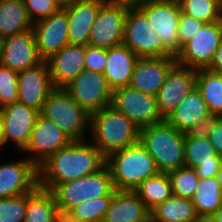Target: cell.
<instances>
[{
	"instance_id": "f546056e",
	"label": "cell",
	"mask_w": 222,
	"mask_h": 222,
	"mask_svg": "<svg viewBox=\"0 0 222 222\" xmlns=\"http://www.w3.org/2000/svg\"><path fill=\"white\" fill-rule=\"evenodd\" d=\"M196 88L201 93L211 114L222 117V75L208 69H199Z\"/></svg>"
},
{
	"instance_id": "ac0fdd59",
	"label": "cell",
	"mask_w": 222,
	"mask_h": 222,
	"mask_svg": "<svg viewBox=\"0 0 222 222\" xmlns=\"http://www.w3.org/2000/svg\"><path fill=\"white\" fill-rule=\"evenodd\" d=\"M42 61L32 29L3 39L0 57L2 66L19 73Z\"/></svg>"
},
{
	"instance_id": "d6a6232c",
	"label": "cell",
	"mask_w": 222,
	"mask_h": 222,
	"mask_svg": "<svg viewBox=\"0 0 222 222\" xmlns=\"http://www.w3.org/2000/svg\"><path fill=\"white\" fill-rule=\"evenodd\" d=\"M183 14L204 23L222 20V7L210 0H178Z\"/></svg>"
},
{
	"instance_id": "d4e9b609",
	"label": "cell",
	"mask_w": 222,
	"mask_h": 222,
	"mask_svg": "<svg viewBox=\"0 0 222 222\" xmlns=\"http://www.w3.org/2000/svg\"><path fill=\"white\" fill-rule=\"evenodd\" d=\"M210 114L201 93L195 88L166 120L177 130L186 133L189 128Z\"/></svg>"
},
{
	"instance_id": "4fadbf2b",
	"label": "cell",
	"mask_w": 222,
	"mask_h": 222,
	"mask_svg": "<svg viewBox=\"0 0 222 222\" xmlns=\"http://www.w3.org/2000/svg\"><path fill=\"white\" fill-rule=\"evenodd\" d=\"M71 142L72 140L60 127L39 114L23 151L31 153L32 156L28 159L39 167L51 155Z\"/></svg>"
},
{
	"instance_id": "9a60e30c",
	"label": "cell",
	"mask_w": 222,
	"mask_h": 222,
	"mask_svg": "<svg viewBox=\"0 0 222 222\" xmlns=\"http://www.w3.org/2000/svg\"><path fill=\"white\" fill-rule=\"evenodd\" d=\"M54 88L48 63L43 60L36 66L19 72L18 102L41 112L47 95Z\"/></svg>"
},
{
	"instance_id": "4316f807",
	"label": "cell",
	"mask_w": 222,
	"mask_h": 222,
	"mask_svg": "<svg viewBox=\"0 0 222 222\" xmlns=\"http://www.w3.org/2000/svg\"><path fill=\"white\" fill-rule=\"evenodd\" d=\"M59 214L52 190L37 186L27 193L25 222H57Z\"/></svg>"
},
{
	"instance_id": "d6986e66",
	"label": "cell",
	"mask_w": 222,
	"mask_h": 222,
	"mask_svg": "<svg viewBox=\"0 0 222 222\" xmlns=\"http://www.w3.org/2000/svg\"><path fill=\"white\" fill-rule=\"evenodd\" d=\"M0 111L6 143L12 141L19 151H23L40 112L18 101L6 105Z\"/></svg>"
},
{
	"instance_id": "30bf717a",
	"label": "cell",
	"mask_w": 222,
	"mask_h": 222,
	"mask_svg": "<svg viewBox=\"0 0 222 222\" xmlns=\"http://www.w3.org/2000/svg\"><path fill=\"white\" fill-rule=\"evenodd\" d=\"M111 106L126 115L139 129L165 120L159 111L156 96L130 86L112 92Z\"/></svg>"
},
{
	"instance_id": "f1b7e54d",
	"label": "cell",
	"mask_w": 222,
	"mask_h": 222,
	"mask_svg": "<svg viewBox=\"0 0 222 222\" xmlns=\"http://www.w3.org/2000/svg\"><path fill=\"white\" fill-rule=\"evenodd\" d=\"M133 191L143 201L149 211L173 195L168 173L162 172L146 179Z\"/></svg>"
},
{
	"instance_id": "7dc6e473",
	"label": "cell",
	"mask_w": 222,
	"mask_h": 222,
	"mask_svg": "<svg viewBox=\"0 0 222 222\" xmlns=\"http://www.w3.org/2000/svg\"><path fill=\"white\" fill-rule=\"evenodd\" d=\"M6 141L4 137V132H3V123H2V114L0 111V149L1 147L5 146Z\"/></svg>"
},
{
	"instance_id": "7a4b0ae2",
	"label": "cell",
	"mask_w": 222,
	"mask_h": 222,
	"mask_svg": "<svg viewBox=\"0 0 222 222\" xmlns=\"http://www.w3.org/2000/svg\"><path fill=\"white\" fill-rule=\"evenodd\" d=\"M89 129L92 143L106 158L139 141L140 129L111 105L90 115Z\"/></svg>"
},
{
	"instance_id": "836d02e7",
	"label": "cell",
	"mask_w": 222,
	"mask_h": 222,
	"mask_svg": "<svg viewBox=\"0 0 222 222\" xmlns=\"http://www.w3.org/2000/svg\"><path fill=\"white\" fill-rule=\"evenodd\" d=\"M113 196H102L86 201L72 208L68 213L83 222H102L110 208Z\"/></svg>"
},
{
	"instance_id": "e0dca14e",
	"label": "cell",
	"mask_w": 222,
	"mask_h": 222,
	"mask_svg": "<svg viewBox=\"0 0 222 222\" xmlns=\"http://www.w3.org/2000/svg\"><path fill=\"white\" fill-rule=\"evenodd\" d=\"M39 56L47 60L69 44L68 18L66 11L61 8L48 18L33 23L32 28Z\"/></svg>"
},
{
	"instance_id": "f6af8a7d",
	"label": "cell",
	"mask_w": 222,
	"mask_h": 222,
	"mask_svg": "<svg viewBox=\"0 0 222 222\" xmlns=\"http://www.w3.org/2000/svg\"><path fill=\"white\" fill-rule=\"evenodd\" d=\"M104 3L123 5L128 8H138L146 0H102Z\"/></svg>"
},
{
	"instance_id": "bcb514c9",
	"label": "cell",
	"mask_w": 222,
	"mask_h": 222,
	"mask_svg": "<svg viewBox=\"0 0 222 222\" xmlns=\"http://www.w3.org/2000/svg\"><path fill=\"white\" fill-rule=\"evenodd\" d=\"M57 222H83V221L79 220L78 218L73 217L68 212L59 211Z\"/></svg>"
},
{
	"instance_id": "8992f818",
	"label": "cell",
	"mask_w": 222,
	"mask_h": 222,
	"mask_svg": "<svg viewBox=\"0 0 222 222\" xmlns=\"http://www.w3.org/2000/svg\"><path fill=\"white\" fill-rule=\"evenodd\" d=\"M115 187L107 165L100 171L59 184L52 192L61 212H69L82 201L114 196Z\"/></svg>"
},
{
	"instance_id": "f35d334b",
	"label": "cell",
	"mask_w": 222,
	"mask_h": 222,
	"mask_svg": "<svg viewBox=\"0 0 222 222\" xmlns=\"http://www.w3.org/2000/svg\"><path fill=\"white\" fill-rule=\"evenodd\" d=\"M85 70L103 73L107 63V49L85 46Z\"/></svg>"
},
{
	"instance_id": "5b68a950",
	"label": "cell",
	"mask_w": 222,
	"mask_h": 222,
	"mask_svg": "<svg viewBox=\"0 0 222 222\" xmlns=\"http://www.w3.org/2000/svg\"><path fill=\"white\" fill-rule=\"evenodd\" d=\"M40 114L53 121L72 141L85 140L90 129V114L63 89L54 88L45 100Z\"/></svg>"
},
{
	"instance_id": "277c9868",
	"label": "cell",
	"mask_w": 222,
	"mask_h": 222,
	"mask_svg": "<svg viewBox=\"0 0 222 222\" xmlns=\"http://www.w3.org/2000/svg\"><path fill=\"white\" fill-rule=\"evenodd\" d=\"M116 190H134L140 183L159 173L153 157L138 141L106 158Z\"/></svg>"
},
{
	"instance_id": "7c38bea8",
	"label": "cell",
	"mask_w": 222,
	"mask_h": 222,
	"mask_svg": "<svg viewBox=\"0 0 222 222\" xmlns=\"http://www.w3.org/2000/svg\"><path fill=\"white\" fill-rule=\"evenodd\" d=\"M128 10L123 5L103 2L91 28L88 45L103 49L121 45Z\"/></svg>"
},
{
	"instance_id": "681fc988",
	"label": "cell",
	"mask_w": 222,
	"mask_h": 222,
	"mask_svg": "<svg viewBox=\"0 0 222 222\" xmlns=\"http://www.w3.org/2000/svg\"><path fill=\"white\" fill-rule=\"evenodd\" d=\"M210 218L214 222H222V207L219 208Z\"/></svg>"
},
{
	"instance_id": "52a82bcc",
	"label": "cell",
	"mask_w": 222,
	"mask_h": 222,
	"mask_svg": "<svg viewBox=\"0 0 222 222\" xmlns=\"http://www.w3.org/2000/svg\"><path fill=\"white\" fill-rule=\"evenodd\" d=\"M123 45L139 58L174 56L138 8H129L125 19Z\"/></svg>"
},
{
	"instance_id": "ba28073f",
	"label": "cell",
	"mask_w": 222,
	"mask_h": 222,
	"mask_svg": "<svg viewBox=\"0 0 222 222\" xmlns=\"http://www.w3.org/2000/svg\"><path fill=\"white\" fill-rule=\"evenodd\" d=\"M222 40V20L204 23L175 55L177 64L191 69H207Z\"/></svg>"
},
{
	"instance_id": "4dcf8cb0",
	"label": "cell",
	"mask_w": 222,
	"mask_h": 222,
	"mask_svg": "<svg viewBox=\"0 0 222 222\" xmlns=\"http://www.w3.org/2000/svg\"><path fill=\"white\" fill-rule=\"evenodd\" d=\"M159 222H181L199 219L192 199L172 195L150 211Z\"/></svg>"
},
{
	"instance_id": "74e56055",
	"label": "cell",
	"mask_w": 222,
	"mask_h": 222,
	"mask_svg": "<svg viewBox=\"0 0 222 222\" xmlns=\"http://www.w3.org/2000/svg\"><path fill=\"white\" fill-rule=\"evenodd\" d=\"M23 2L33 23L48 18L62 8L57 0H23Z\"/></svg>"
},
{
	"instance_id": "db71d44e",
	"label": "cell",
	"mask_w": 222,
	"mask_h": 222,
	"mask_svg": "<svg viewBox=\"0 0 222 222\" xmlns=\"http://www.w3.org/2000/svg\"><path fill=\"white\" fill-rule=\"evenodd\" d=\"M210 1H213L222 7V0H210Z\"/></svg>"
},
{
	"instance_id": "d590c367",
	"label": "cell",
	"mask_w": 222,
	"mask_h": 222,
	"mask_svg": "<svg viewBox=\"0 0 222 222\" xmlns=\"http://www.w3.org/2000/svg\"><path fill=\"white\" fill-rule=\"evenodd\" d=\"M27 193L0 199V222H25Z\"/></svg>"
},
{
	"instance_id": "6da1fadb",
	"label": "cell",
	"mask_w": 222,
	"mask_h": 222,
	"mask_svg": "<svg viewBox=\"0 0 222 222\" xmlns=\"http://www.w3.org/2000/svg\"><path fill=\"white\" fill-rule=\"evenodd\" d=\"M106 157L93 144L72 141L51 155L39 167V186L54 190L59 184L100 171Z\"/></svg>"
},
{
	"instance_id": "e575fe53",
	"label": "cell",
	"mask_w": 222,
	"mask_h": 222,
	"mask_svg": "<svg viewBox=\"0 0 222 222\" xmlns=\"http://www.w3.org/2000/svg\"><path fill=\"white\" fill-rule=\"evenodd\" d=\"M171 181L172 194L182 198L192 199L200 178L194 168L186 166L168 172Z\"/></svg>"
},
{
	"instance_id": "ab89813d",
	"label": "cell",
	"mask_w": 222,
	"mask_h": 222,
	"mask_svg": "<svg viewBox=\"0 0 222 222\" xmlns=\"http://www.w3.org/2000/svg\"><path fill=\"white\" fill-rule=\"evenodd\" d=\"M204 24L201 20H197L188 16L186 14L181 13L179 25H178V37L180 40V49L182 45L187 42L199 28Z\"/></svg>"
},
{
	"instance_id": "f5cc1de1",
	"label": "cell",
	"mask_w": 222,
	"mask_h": 222,
	"mask_svg": "<svg viewBox=\"0 0 222 222\" xmlns=\"http://www.w3.org/2000/svg\"><path fill=\"white\" fill-rule=\"evenodd\" d=\"M181 222H204V218H199V219L190 220V221H181Z\"/></svg>"
},
{
	"instance_id": "c3c4849f",
	"label": "cell",
	"mask_w": 222,
	"mask_h": 222,
	"mask_svg": "<svg viewBox=\"0 0 222 222\" xmlns=\"http://www.w3.org/2000/svg\"><path fill=\"white\" fill-rule=\"evenodd\" d=\"M137 222H159V221L155 218V216L151 212H149Z\"/></svg>"
},
{
	"instance_id": "44dd1931",
	"label": "cell",
	"mask_w": 222,
	"mask_h": 222,
	"mask_svg": "<svg viewBox=\"0 0 222 222\" xmlns=\"http://www.w3.org/2000/svg\"><path fill=\"white\" fill-rule=\"evenodd\" d=\"M85 45L67 44L46 61L52 84L63 88L85 70Z\"/></svg>"
},
{
	"instance_id": "1f68e13d",
	"label": "cell",
	"mask_w": 222,
	"mask_h": 222,
	"mask_svg": "<svg viewBox=\"0 0 222 222\" xmlns=\"http://www.w3.org/2000/svg\"><path fill=\"white\" fill-rule=\"evenodd\" d=\"M222 162L208 138L190 137L185 134L184 166L195 168L201 164Z\"/></svg>"
},
{
	"instance_id": "3957f363",
	"label": "cell",
	"mask_w": 222,
	"mask_h": 222,
	"mask_svg": "<svg viewBox=\"0 0 222 222\" xmlns=\"http://www.w3.org/2000/svg\"><path fill=\"white\" fill-rule=\"evenodd\" d=\"M139 141L153 157L159 172L168 173L184 166L185 133L166 119L140 129Z\"/></svg>"
},
{
	"instance_id": "7bdbcfd3",
	"label": "cell",
	"mask_w": 222,
	"mask_h": 222,
	"mask_svg": "<svg viewBox=\"0 0 222 222\" xmlns=\"http://www.w3.org/2000/svg\"><path fill=\"white\" fill-rule=\"evenodd\" d=\"M221 163L222 162L201 164L200 166L195 167L194 169L199 178L216 177L220 169Z\"/></svg>"
},
{
	"instance_id": "9f6ffc18",
	"label": "cell",
	"mask_w": 222,
	"mask_h": 222,
	"mask_svg": "<svg viewBox=\"0 0 222 222\" xmlns=\"http://www.w3.org/2000/svg\"><path fill=\"white\" fill-rule=\"evenodd\" d=\"M204 222H214L211 218H205Z\"/></svg>"
},
{
	"instance_id": "11a10c76",
	"label": "cell",
	"mask_w": 222,
	"mask_h": 222,
	"mask_svg": "<svg viewBox=\"0 0 222 222\" xmlns=\"http://www.w3.org/2000/svg\"><path fill=\"white\" fill-rule=\"evenodd\" d=\"M2 41L3 39L0 37V57H1Z\"/></svg>"
},
{
	"instance_id": "8d00e7d4",
	"label": "cell",
	"mask_w": 222,
	"mask_h": 222,
	"mask_svg": "<svg viewBox=\"0 0 222 222\" xmlns=\"http://www.w3.org/2000/svg\"><path fill=\"white\" fill-rule=\"evenodd\" d=\"M18 75L0 64V109L18 101Z\"/></svg>"
},
{
	"instance_id": "60d3db41",
	"label": "cell",
	"mask_w": 222,
	"mask_h": 222,
	"mask_svg": "<svg viewBox=\"0 0 222 222\" xmlns=\"http://www.w3.org/2000/svg\"><path fill=\"white\" fill-rule=\"evenodd\" d=\"M219 118L220 117L217 115L210 114L189 128L185 134L190 137L208 138L211 130L214 128L215 123Z\"/></svg>"
},
{
	"instance_id": "9c48e42d",
	"label": "cell",
	"mask_w": 222,
	"mask_h": 222,
	"mask_svg": "<svg viewBox=\"0 0 222 222\" xmlns=\"http://www.w3.org/2000/svg\"><path fill=\"white\" fill-rule=\"evenodd\" d=\"M138 9L159 34L162 44L175 56L180 50L177 29L182 13L178 0H146Z\"/></svg>"
},
{
	"instance_id": "5bb4252c",
	"label": "cell",
	"mask_w": 222,
	"mask_h": 222,
	"mask_svg": "<svg viewBox=\"0 0 222 222\" xmlns=\"http://www.w3.org/2000/svg\"><path fill=\"white\" fill-rule=\"evenodd\" d=\"M196 74L197 70L177 63L170 69L156 96L164 119L196 88Z\"/></svg>"
},
{
	"instance_id": "83f0119b",
	"label": "cell",
	"mask_w": 222,
	"mask_h": 222,
	"mask_svg": "<svg viewBox=\"0 0 222 222\" xmlns=\"http://www.w3.org/2000/svg\"><path fill=\"white\" fill-rule=\"evenodd\" d=\"M200 218H210L222 207V189L216 177L200 178L192 198Z\"/></svg>"
},
{
	"instance_id": "603a6c76",
	"label": "cell",
	"mask_w": 222,
	"mask_h": 222,
	"mask_svg": "<svg viewBox=\"0 0 222 222\" xmlns=\"http://www.w3.org/2000/svg\"><path fill=\"white\" fill-rule=\"evenodd\" d=\"M138 58L123 44L107 49V63L102 74L112 92L130 85Z\"/></svg>"
},
{
	"instance_id": "8fae6325",
	"label": "cell",
	"mask_w": 222,
	"mask_h": 222,
	"mask_svg": "<svg viewBox=\"0 0 222 222\" xmlns=\"http://www.w3.org/2000/svg\"><path fill=\"white\" fill-rule=\"evenodd\" d=\"M63 89L90 115L111 105L112 91L102 73L83 70Z\"/></svg>"
},
{
	"instance_id": "f907efd6",
	"label": "cell",
	"mask_w": 222,
	"mask_h": 222,
	"mask_svg": "<svg viewBox=\"0 0 222 222\" xmlns=\"http://www.w3.org/2000/svg\"><path fill=\"white\" fill-rule=\"evenodd\" d=\"M80 0H57V2L61 5V7H65L70 4H74Z\"/></svg>"
},
{
	"instance_id": "ee69618b",
	"label": "cell",
	"mask_w": 222,
	"mask_h": 222,
	"mask_svg": "<svg viewBox=\"0 0 222 222\" xmlns=\"http://www.w3.org/2000/svg\"><path fill=\"white\" fill-rule=\"evenodd\" d=\"M207 69L222 75V40L215 51L211 64Z\"/></svg>"
},
{
	"instance_id": "ffe728a7",
	"label": "cell",
	"mask_w": 222,
	"mask_h": 222,
	"mask_svg": "<svg viewBox=\"0 0 222 222\" xmlns=\"http://www.w3.org/2000/svg\"><path fill=\"white\" fill-rule=\"evenodd\" d=\"M176 63L175 56L138 58L129 86L157 96L168 72Z\"/></svg>"
},
{
	"instance_id": "816d5d0a",
	"label": "cell",
	"mask_w": 222,
	"mask_h": 222,
	"mask_svg": "<svg viewBox=\"0 0 222 222\" xmlns=\"http://www.w3.org/2000/svg\"><path fill=\"white\" fill-rule=\"evenodd\" d=\"M216 178H217V181L220 184V187L222 189V163H221L220 169L218 171V174L216 175Z\"/></svg>"
},
{
	"instance_id": "b9f144b4",
	"label": "cell",
	"mask_w": 222,
	"mask_h": 222,
	"mask_svg": "<svg viewBox=\"0 0 222 222\" xmlns=\"http://www.w3.org/2000/svg\"><path fill=\"white\" fill-rule=\"evenodd\" d=\"M208 139L214 147L216 153L222 157V117H220L214 128L211 130Z\"/></svg>"
},
{
	"instance_id": "7402d4cb",
	"label": "cell",
	"mask_w": 222,
	"mask_h": 222,
	"mask_svg": "<svg viewBox=\"0 0 222 222\" xmlns=\"http://www.w3.org/2000/svg\"><path fill=\"white\" fill-rule=\"evenodd\" d=\"M102 3V0H80L62 7L68 18L69 44L88 45L91 28Z\"/></svg>"
},
{
	"instance_id": "484cf974",
	"label": "cell",
	"mask_w": 222,
	"mask_h": 222,
	"mask_svg": "<svg viewBox=\"0 0 222 222\" xmlns=\"http://www.w3.org/2000/svg\"><path fill=\"white\" fill-rule=\"evenodd\" d=\"M30 20L23 0H0V37H11L31 30Z\"/></svg>"
},
{
	"instance_id": "cb8c5ba5",
	"label": "cell",
	"mask_w": 222,
	"mask_h": 222,
	"mask_svg": "<svg viewBox=\"0 0 222 222\" xmlns=\"http://www.w3.org/2000/svg\"><path fill=\"white\" fill-rule=\"evenodd\" d=\"M150 211L134 191L115 190L102 222H137Z\"/></svg>"
},
{
	"instance_id": "2e32d148",
	"label": "cell",
	"mask_w": 222,
	"mask_h": 222,
	"mask_svg": "<svg viewBox=\"0 0 222 222\" xmlns=\"http://www.w3.org/2000/svg\"><path fill=\"white\" fill-rule=\"evenodd\" d=\"M38 185V167L27 157L0 165V199L32 192Z\"/></svg>"
}]
</instances>
